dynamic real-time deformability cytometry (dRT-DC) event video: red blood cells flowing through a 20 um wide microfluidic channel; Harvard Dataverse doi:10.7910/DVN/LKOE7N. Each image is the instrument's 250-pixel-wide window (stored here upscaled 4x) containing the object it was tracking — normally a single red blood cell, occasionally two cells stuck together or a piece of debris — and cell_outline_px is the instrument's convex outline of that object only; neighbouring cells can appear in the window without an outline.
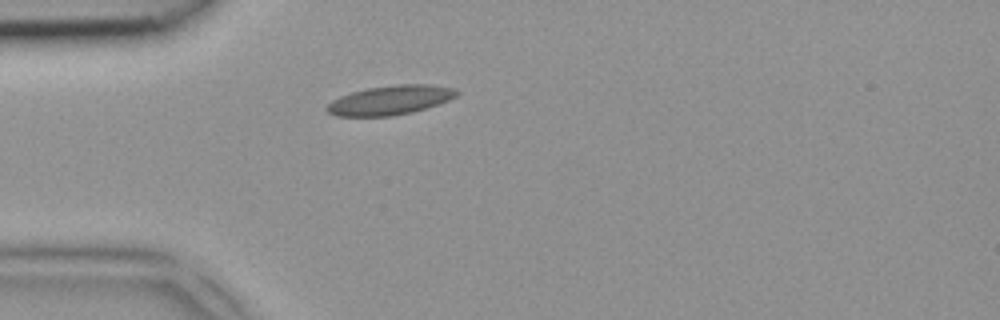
{"species": "common noctule bat (a hibernating species)", "species_latin": "Nyctalus noctula", "temperature_condition": "room temperature", "stored_images_in_passage": 1, "camera_frame_rate_fps": 3000, "um_per_image_px": 0.085, "animal": {"sex": "female", "body_mass_g": 18.4}, "frame": {"image": 1, "passage_image": 1, "time_ms": 0.0, "image_size_px": [1000, 320], "cell_outline_px": [[460, 92], [456, 96], [448, 100], [412, 112], [392, 116], [336, 116], [328, 112], [324, 108], [332, 100], [340, 96], [352, 92], [368, 88], [396, 84], [428, 84], [456, 88]], "centroid_in_image_um": [33.15, 8.5], "position_along_channel_um": 51.8, "area_um2": 22.08}}